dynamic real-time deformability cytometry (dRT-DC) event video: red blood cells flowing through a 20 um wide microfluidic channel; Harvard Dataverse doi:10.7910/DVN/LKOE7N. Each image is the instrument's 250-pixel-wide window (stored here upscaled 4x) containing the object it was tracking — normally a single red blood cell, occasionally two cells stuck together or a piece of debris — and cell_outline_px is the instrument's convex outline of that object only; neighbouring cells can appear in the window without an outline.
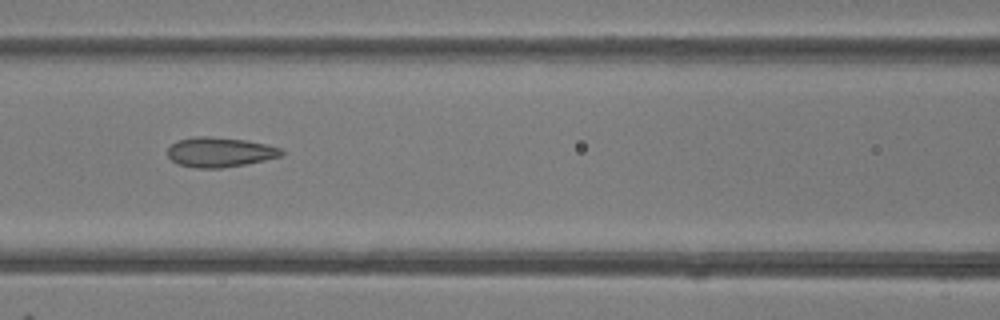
{"species": "common noctule bat (a hibernating species)", "species_latin": "Nyctalus noctula", "temperature_condition": "room temperature", "stored_images_in_passage": 3, "camera_frame_rate_fps": 3000, "um_per_image_px": 0.085, "animal": {"sex": "female"}, "frame": {"image": 1, "passage_image": 3, "time_ms": 2.0, "image_size_px": [1000, 320], "cell_outline_px": [[284, 152], [280, 156], [248, 164], [220, 168], [196, 168], [176, 164], [168, 156], [168, 148], [172, 144], [180, 140], [196, 136], [208, 136], [248, 140], [268, 144], [280, 148]], "centroid_in_image_um": [18.69, 12.93], "position_along_channel_um": 147.9, "area_um2": 19.83}}